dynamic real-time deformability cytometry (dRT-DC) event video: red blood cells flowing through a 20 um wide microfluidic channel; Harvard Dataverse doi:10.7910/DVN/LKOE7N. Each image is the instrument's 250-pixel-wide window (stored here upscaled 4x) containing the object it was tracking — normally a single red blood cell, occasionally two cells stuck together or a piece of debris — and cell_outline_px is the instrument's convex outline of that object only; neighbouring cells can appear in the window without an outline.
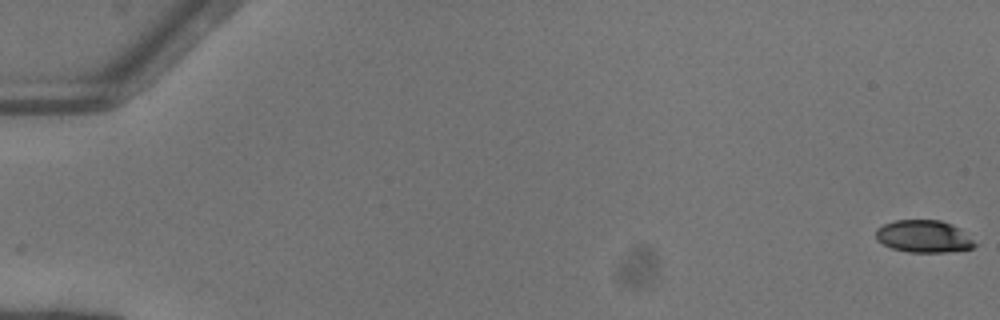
{"species": "common noctule bat (a hibernating species)", "species_latin": "Nyctalus noctula", "temperature_condition": "warm", "stored_images_in_passage": 52, "camera_frame_rate_fps": 3000, "um_per_image_px": 0.085, "animal": {"sex": "female"}, "frame": {"image": 1, "passage_image": 1, "time_ms": 0.0, "image_size_px": [1000, 320], "cell_outline_px": [[976, 244], [972, 248], [948, 252], [908, 252], [892, 248], [876, 240], [876, 228], [884, 224], [896, 220], [940, 220], [952, 224], [960, 228]], "centroid_in_image_um": [78.5, 20.09], "position_along_channel_um": 6.5, "area_um2": 18.55}}
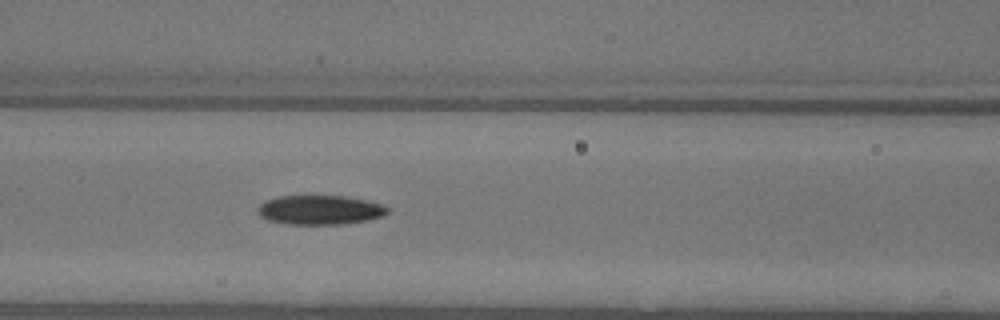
{"frame": {"image": 2, "passage_image": 24, "time_ms": 7.667, "image_size_px": [1000, 320], "cell_outline_px": [[388, 212], [384, 216], [368, 220], [344, 224], [284, 224], [268, 220], [260, 216], [256, 212], [256, 208], [264, 200], [280, 196], [344, 196], [384, 204], [388, 208]], "centroid_in_image_um": [27.17, 17.85], "position_along_channel_um": 139.4, "area_um2": 22.37}}
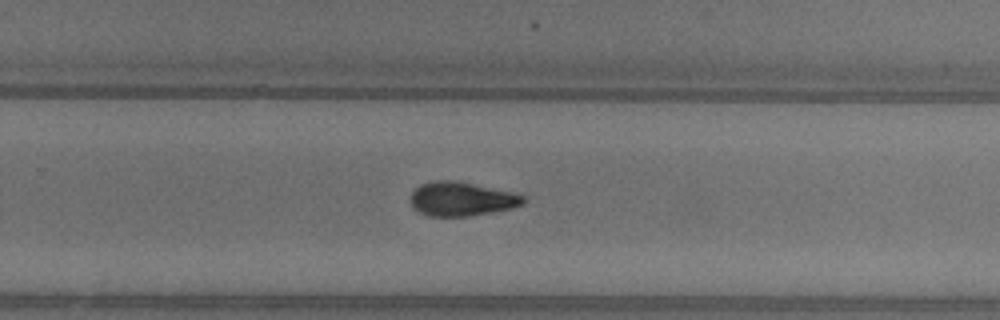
{"frame": {"image": 3, "passage_image": 35, "time_ms": 11.333, "image_size_px": [1000, 320], "cell_outline_px": [[528, 200], [524, 204], [512, 208], [492, 212], [468, 216], [428, 216], [412, 208], [412, 192], [420, 184], [436, 180], [452, 180], [472, 184], [508, 192], [524, 196]], "centroid_in_image_um": [39.22, 16.92], "position_along_channel_um": 290.6, "area_um2": 22.02}, "authors_computed_cell_mechanics": {"area_um2": 21.675, "velocity_mm_per_s": 4.134, "shape_relaxation_time_tau1_ms": 4.762, "shape_relaxation_time_tau2_ms": 3.6544, "deformation_change_tau1": 0.1527, "deformation_change_tau2": 0.1044}}